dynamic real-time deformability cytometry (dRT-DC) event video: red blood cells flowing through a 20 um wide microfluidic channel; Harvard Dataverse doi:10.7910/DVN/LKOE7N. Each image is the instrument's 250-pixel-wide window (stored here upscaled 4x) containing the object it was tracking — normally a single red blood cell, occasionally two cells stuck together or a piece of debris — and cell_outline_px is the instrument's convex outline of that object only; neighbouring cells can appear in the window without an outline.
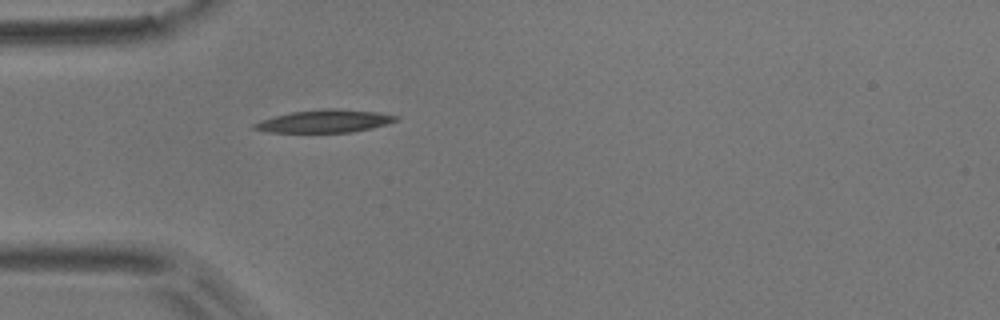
{"species": "common noctule bat (a hibernating species)", "species_latin": "Nyctalus noctula", "temperature_condition": "room temperature", "stored_images_in_passage": 1, "camera_frame_rate_fps": 3000, "um_per_image_px": 0.085, "animal": {"sex": "male", "body_mass_g": 17.9}, "frame": {"image": 1, "passage_image": 1, "time_ms": 0.0, "image_size_px": [1000, 320], "cell_outline_px": [[400, 120], [372, 128], [352, 132], [268, 132], [252, 128], [252, 124], [260, 120], [292, 112], [324, 108], [336, 108], [376, 112], [400, 116]], "centroid_in_image_um": [27.63, 10.29], "position_along_channel_um": 57.4, "area_um2": 18.79}}